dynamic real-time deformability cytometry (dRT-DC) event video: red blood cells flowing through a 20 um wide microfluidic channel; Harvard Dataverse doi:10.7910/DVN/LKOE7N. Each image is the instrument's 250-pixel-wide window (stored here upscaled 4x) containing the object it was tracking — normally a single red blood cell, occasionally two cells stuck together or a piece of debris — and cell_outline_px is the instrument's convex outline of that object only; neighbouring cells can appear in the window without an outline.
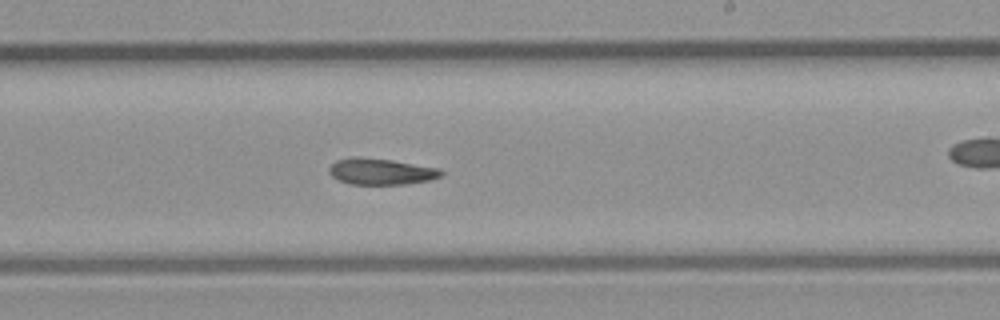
{"species": "common noctule bat (a hibernating species)", "species_latin": "Nyctalus noctula", "temperature_condition": "room temperature", "stored_images_in_passage": 39, "camera_frame_rate_fps": 3000, "um_per_image_px": 0.085, "animal": {"sex": "male", "body_mass_g": 23.1, "forearm_length_mm": 52.7}, "frame": {"image": 1, "passage_image": 23, "time_ms": 7.333, "image_size_px": [1000, 320], "cell_outline_px": [[444, 172], [440, 176], [432, 180], [404, 184], [348, 184], [332, 176], [328, 172], [328, 168], [336, 160], [352, 156], [360, 156], [392, 160], [440, 168]], "centroid_in_image_um": [32.37, 14.57], "position_along_channel_um": 256.6, "area_um2": 17.34}}